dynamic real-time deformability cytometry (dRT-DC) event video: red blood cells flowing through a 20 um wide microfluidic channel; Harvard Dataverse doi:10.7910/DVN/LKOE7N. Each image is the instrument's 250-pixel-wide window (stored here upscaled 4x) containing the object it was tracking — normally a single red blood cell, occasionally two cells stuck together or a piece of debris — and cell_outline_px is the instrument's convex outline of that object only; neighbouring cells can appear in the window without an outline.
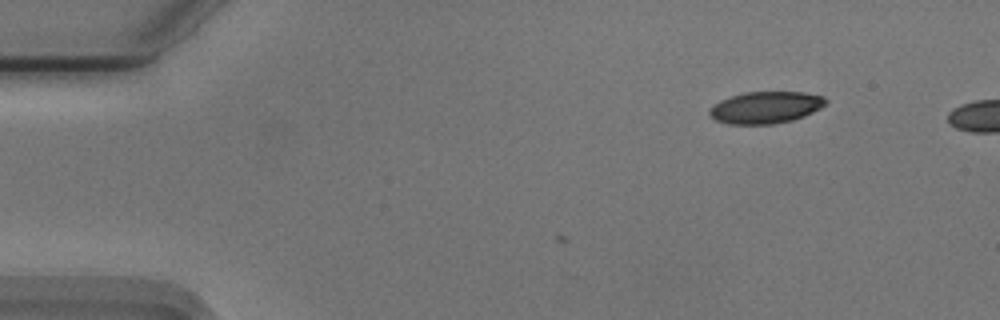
{"species": "Egyptian fruit bat (a non-hibernating species)", "species_latin": "Rousettus aegyptiacus", "temperature_condition": "cold", "stored_images_in_passage": 2, "camera_frame_rate_fps": 3000, "um_per_image_px": 0.085, "animal": {"sex": "male"}, "frame": {"image": 1, "passage_image": 2, "time_ms": 0.333, "image_size_px": [1000, 320], "cell_outline_px": [[828, 100], [820, 108], [804, 116], [792, 120], [772, 124], [728, 124], [716, 120], [708, 116], [708, 112], [720, 100], [744, 92], [804, 92], [824, 96]], "centroid_in_image_um": [65.08, 9.13], "position_along_channel_um": 19.9, "area_um2": 21.5}}